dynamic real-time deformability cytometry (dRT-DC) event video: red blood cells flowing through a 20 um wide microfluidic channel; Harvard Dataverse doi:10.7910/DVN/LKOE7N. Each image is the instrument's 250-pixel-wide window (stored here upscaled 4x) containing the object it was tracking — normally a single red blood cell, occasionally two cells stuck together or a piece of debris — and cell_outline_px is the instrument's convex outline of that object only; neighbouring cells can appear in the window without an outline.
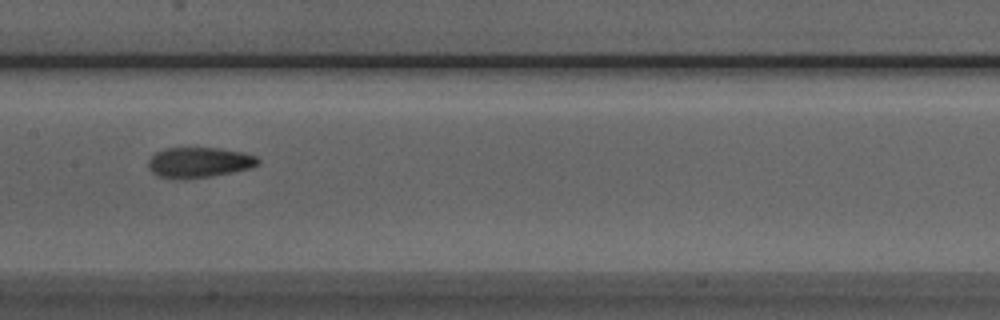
{"species": "Egyptian fruit bat (a non-hibernating species)", "species_latin": "Rousettus aegyptiacus", "temperature_condition": "room temperature", "stored_images_in_passage": 9, "camera_frame_rate_fps": 3000, "um_per_image_px": 0.085, "animal": {"sex": "male"}, "frame": {"image": 1, "passage_image": 8, "time_ms": 8.0, "image_size_px": [1000, 320], "cell_outline_px": [[260, 164], [252, 168], [212, 176], [156, 176], [148, 168], [148, 160], [156, 152], [164, 148], [220, 148], [244, 152], [256, 156], [260, 160]], "centroid_in_image_um": [16.98, 13.76], "position_along_channel_um": 190.4, "area_um2": 18.96}}
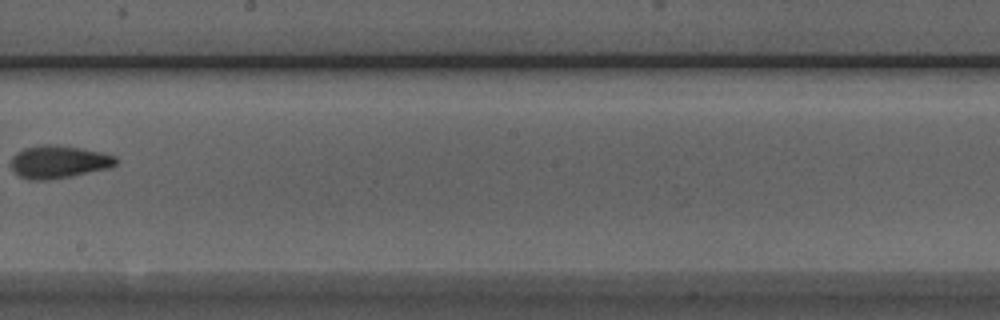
{"frame": {"image": 2, "passage_image": 9, "time_ms": 9.333, "image_size_px": [1000, 320], "cell_outline_px": [[116, 164], [108, 168], [72, 176], [48, 180], [28, 180], [20, 176], [12, 168], [12, 156], [16, 152], [24, 148], [40, 144], [52, 144], [80, 148], [104, 152], [116, 156]], "centroid_in_image_um": [4.98, 13.75], "position_along_channel_um": 243.2, "area_um2": 20.06}}